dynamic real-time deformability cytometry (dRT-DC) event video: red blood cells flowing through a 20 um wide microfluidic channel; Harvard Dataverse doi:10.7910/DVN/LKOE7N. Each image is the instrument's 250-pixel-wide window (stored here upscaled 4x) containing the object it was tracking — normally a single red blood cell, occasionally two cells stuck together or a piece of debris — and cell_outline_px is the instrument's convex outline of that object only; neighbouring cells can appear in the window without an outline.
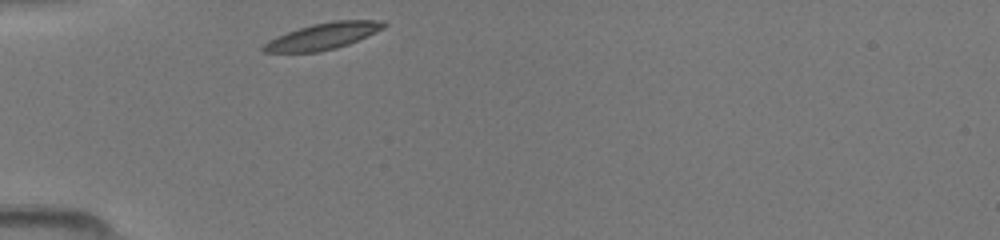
{"species": "common noctule bat (a hibernating species)", "species_latin": "Nyctalus noctula", "temperature_condition": "room temperature", "stored_images_in_passage": 5, "camera_frame_rate_fps": 3000, "um_per_image_px": 0.085, "animal": {"sex": "female", "body_mass_g": 19.5, "forearm_length_mm": 54.1}, "frame": {"image": 1, "passage_image": 1, "time_ms": 0.0, "image_size_px": [1000, 240], "cell_outline_px": [[388, 24], [384, 28], [348, 44], [336, 48], [320, 52], [264, 52], [260, 48], [268, 40], [276, 36], [312, 24], [336, 20], [384, 20]], "centroid_in_image_um": [27.45, 3.07], "position_along_channel_um": 57.5, "area_um2": 18.44}}